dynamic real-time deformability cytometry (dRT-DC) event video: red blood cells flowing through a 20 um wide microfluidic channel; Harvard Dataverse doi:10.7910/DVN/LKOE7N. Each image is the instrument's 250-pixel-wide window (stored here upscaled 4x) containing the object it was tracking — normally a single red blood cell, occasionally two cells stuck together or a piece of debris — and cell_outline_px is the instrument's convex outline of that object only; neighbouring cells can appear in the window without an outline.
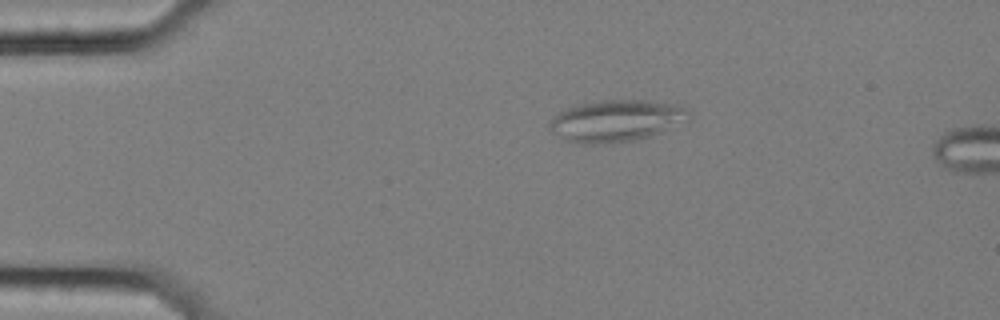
{"species": "common noctule bat (a hibernating species)", "species_latin": "Nyctalus noctula", "temperature_condition": "cold", "stored_images_in_passage": 16, "camera_frame_rate_fps": 3000, "um_per_image_px": 0.085, "animal": {"sex": "female", "body_mass_g": 25.1}, "frame": {"image": 1, "passage_image": 12, "time_ms": 3.667, "image_size_px": [1000, 320], "cell_outline_px": [[688, 120], [648, 136], [632, 140], [612, 144], [580, 144], [564, 140], [552, 132], [548, 128], [548, 124], [560, 112], [568, 108], [580, 104], [604, 100], [648, 100], [680, 104], [688, 108]], "centroid_in_image_um": [52.37, 10.27], "position_along_channel_um": 32.6, "area_um2": 33.76}}